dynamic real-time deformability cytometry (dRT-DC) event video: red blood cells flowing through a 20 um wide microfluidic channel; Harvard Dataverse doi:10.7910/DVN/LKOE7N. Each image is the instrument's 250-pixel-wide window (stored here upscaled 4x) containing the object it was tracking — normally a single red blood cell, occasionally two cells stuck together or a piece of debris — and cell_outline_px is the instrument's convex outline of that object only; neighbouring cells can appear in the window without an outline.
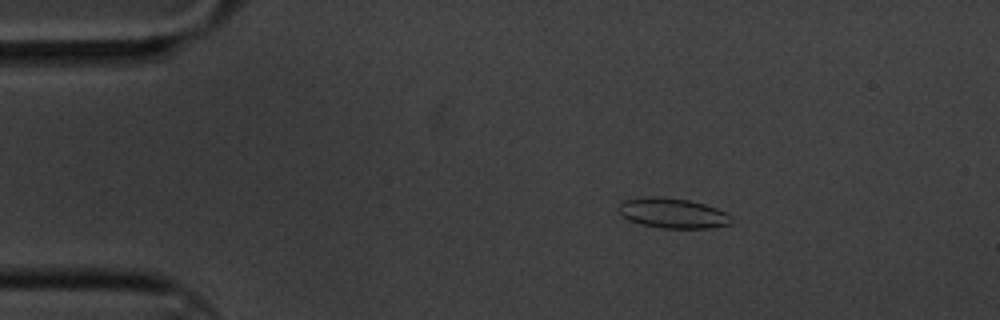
{"species": "common noctule bat (a hibernating species)", "species_latin": "Nyctalus noctula", "temperature_condition": "cold", "stored_images_in_passage": 4, "camera_frame_rate_fps": 3000, "um_per_image_px": 0.085, "animal": {"sex": "male", "body_mass_g": 20.1, "forearm_length_mm": 53.5}, "frame": {"image": 1, "passage_image": 2, "time_ms": 0.333, "image_size_px": [1000, 320], "cell_outline_px": [[732, 220], [728, 224], [712, 228], [660, 228], [640, 224], [628, 220], [620, 216], [616, 208], [624, 200], [644, 196], [664, 196], [688, 200], [704, 204], [716, 208], [724, 212]], "centroid_in_image_um": [57.08, 18.11], "position_along_channel_um": 27.9, "area_um2": 19.94}}